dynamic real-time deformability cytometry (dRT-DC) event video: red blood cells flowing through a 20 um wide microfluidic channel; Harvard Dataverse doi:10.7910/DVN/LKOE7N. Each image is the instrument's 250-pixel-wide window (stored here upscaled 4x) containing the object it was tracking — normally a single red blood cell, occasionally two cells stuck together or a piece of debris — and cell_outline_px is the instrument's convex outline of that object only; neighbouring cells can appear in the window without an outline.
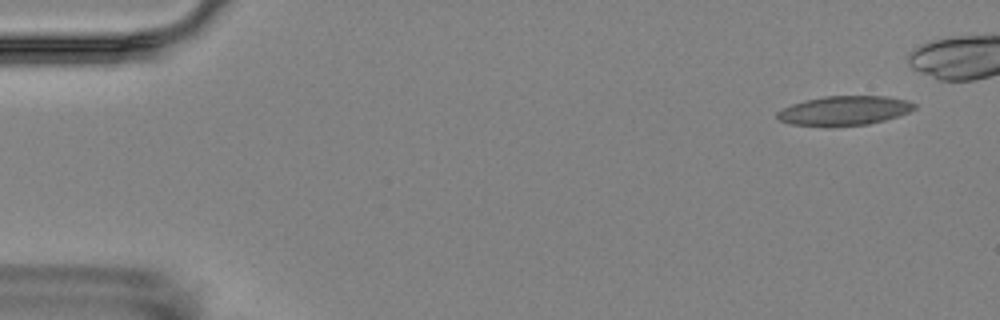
{"species": "Egyptian fruit bat (a non-hibernating species)", "species_latin": "Rousettus aegyptiacus", "temperature_condition": "room temperature", "stored_images_in_passage": 5, "camera_frame_rate_fps": 3000, "um_per_image_px": 0.085, "animal": {"sex": "female"}, "frame": {"image": 1, "passage_image": 1, "time_ms": 0.0, "image_size_px": [1000, 320], "cell_outline_px": [[916, 108], [908, 112], [884, 120], [868, 124], [828, 128], [792, 124], [780, 120], [776, 116], [776, 112], [792, 104], [804, 100], [824, 96], [884, 96], [908, 100], [916, 104]], "centroid_in_image_um": [71.74, 9.42], "position_along_channel_um": 13.3, "area_um2": 23.76}}